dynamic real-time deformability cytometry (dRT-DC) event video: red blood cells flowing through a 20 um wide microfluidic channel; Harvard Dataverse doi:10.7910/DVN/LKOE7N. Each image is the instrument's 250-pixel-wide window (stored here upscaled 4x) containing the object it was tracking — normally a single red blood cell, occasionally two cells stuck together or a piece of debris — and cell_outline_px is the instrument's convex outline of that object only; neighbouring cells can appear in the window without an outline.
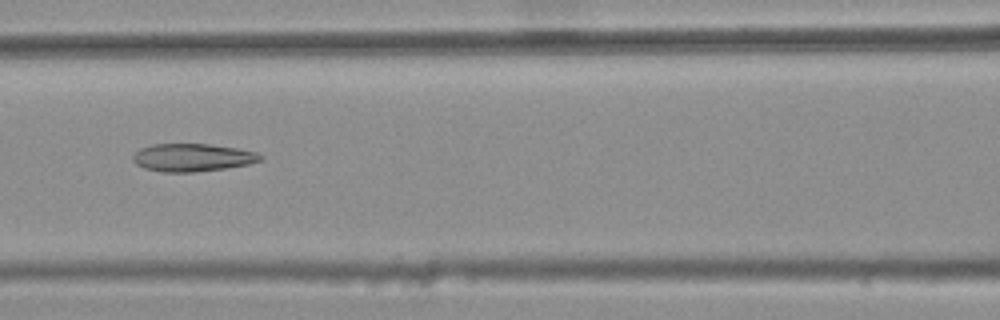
{"species": "common noctule bat (a hibernating species)", "species_latin": "Nyctalus noctula", "temperature_condition": "warm", "stored_images_in_passage": 48, "camera_frame_rate_fps": 3000, "um_per_image_px": 0.085, "animal": {"sex": "female", "body_mass_g": 25.1}, "frame": {"image": 1, "passage_image": 24, "time_ms": 7.667, "image_size_px": [1000, 320], "cell_outline_px": [[264, 160], [248, 164], [224, 168], [192, 172], [164, 172], [144, 168], [136, 164], [132, 160], [132, 156], [140, 148], [152, 144], [208, 144], [236, 148], [256, 152], [264, 156]], "centroid_in_image_um": [16.36, 13.38], "position_along_channel_um": 150.2, "area_um2": 20.63}}
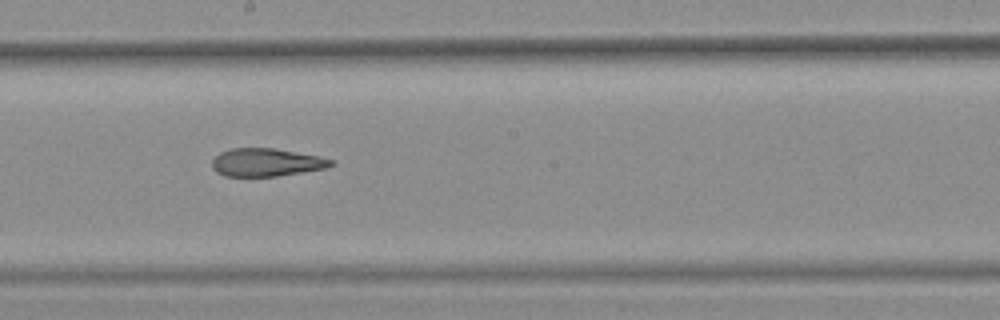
{"frame": {"image": 2, "passage_image": 30, "time_ms": 9.667, "image_size_px": [1000, 320], "cell_outline_px": [[336, 160], [332, 164], [324, 168], [276, 176], [224, 176], [216, 172], [212, 168], [212, 160], [220, 152], [232, 148], [272, 148], [316, 156]], "centroid_in_image_um": [22.57, 13.8], "position_along_channel_um": 225.6, "area_um2": 19.07}}
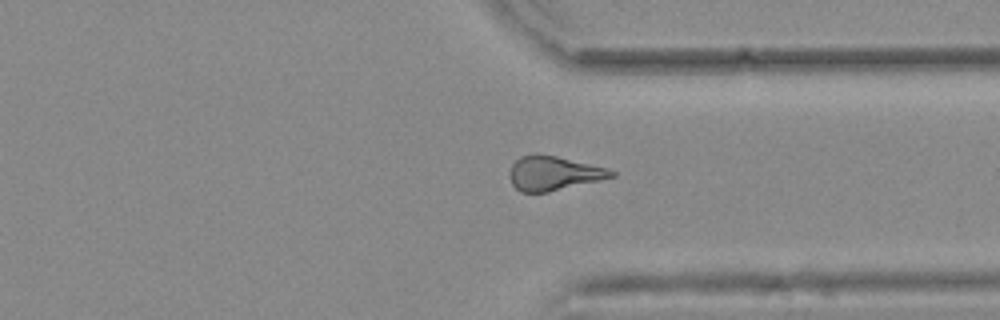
{"frame": {"image": 3, "passage_image": 41, "time_ms": 13.333, "image_size_px": [1000, 320], "cell_outline_px": [[616, 176], [600, 180], [548, 192], [520, 192], [512, 184], [508, 176], [512, 164], [520, 156], [536, 152], [556, 156], [608, 168], [616, 172]], "centroid_in_image_um": [47.03, 14.71], "position_along_channel_um": 364.4, "area_um2": 20.46}, "authors_computed_cell_mechanics": {"area_um2": 20.9814, "velocity_mm_per_s": 3.7795, "shape_relaxation_time_tau1_ms": null, "shape_relaxation_time_tau2_ms": 3.6665, "deformation_change_tau1": null, "deformation_change_tau2": 0.1477}}